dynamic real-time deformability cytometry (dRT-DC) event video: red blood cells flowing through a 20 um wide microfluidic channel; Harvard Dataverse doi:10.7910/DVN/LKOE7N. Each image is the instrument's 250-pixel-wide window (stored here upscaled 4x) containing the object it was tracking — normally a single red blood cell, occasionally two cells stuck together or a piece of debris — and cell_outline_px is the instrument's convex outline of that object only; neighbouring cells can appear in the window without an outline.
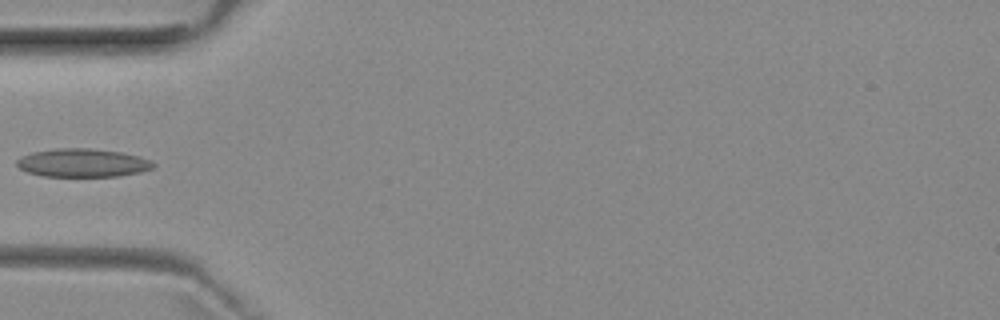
{"species": "common noctule bat (a hibernating species)", "species_latin": "Nyctalus noctula", "temperature_condition": "room temperature", "stored_images_in_passage": 4, "camera_frame_rate_fps": 3000, "um_per_image_px": 0.085, "animal": {"sex": "female", "body_mass_g": 29.2, "forearm_length_mm": 56.3}, "frame": {"image": 1, "passage_image": 4, "time_ms": 3.667, "image_size_px": [1000, 320], "cell_outline_px": [[156, 164], [152, 168], [140, 172], [120, 176], [44, 176], [28, 172], [20, 168], [16, 164], [16, 160], [32, 152], [60, 148], [88, 148], [120, 152], [136, 156], [148, 160]], "centroid_in_image_um": [7.01, 13.85], "position_along_channel_um": 78.0, "area_um2": 22.2}}